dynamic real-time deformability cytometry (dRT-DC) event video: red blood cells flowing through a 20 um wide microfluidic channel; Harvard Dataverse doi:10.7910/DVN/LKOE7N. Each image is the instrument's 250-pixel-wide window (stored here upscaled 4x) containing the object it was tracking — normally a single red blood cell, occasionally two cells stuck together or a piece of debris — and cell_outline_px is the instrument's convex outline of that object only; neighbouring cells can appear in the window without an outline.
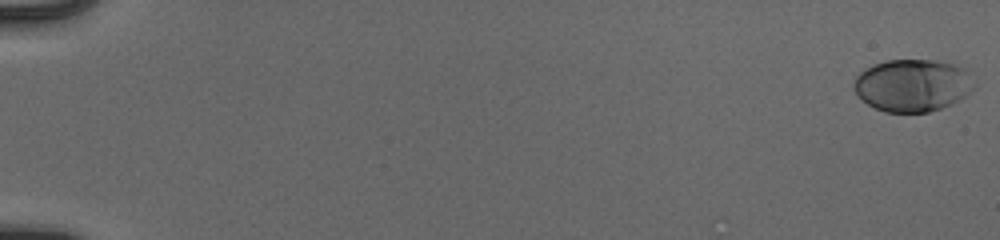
{"species": "human", "species_latin": "Homo sapiens", "temperature_condition": "cold", "stored_images_in_passage": 14, "camera_frame_rate_fps": 3000, "um_per_image_px": 0.085, "donor": {"sex": "male"}, "frame": {"image": 1, "passage_image": 1, "time_ms": 0.0, "image_size_px": [1000, 240], "cell_outline_px": [[976, 88], [960, 100], [952, 104], [928, 112], [884, 112], [868, 104], [856, 92], [852, 84], [856, 76], [864, 68], [872, 64], [884, 60], [944, 60], [968, 68], [976, 84]], "centroid_in_image_um": [77.63, 7.22], "position_along_channel_um": 7.4, "area_um2": 37.45}}